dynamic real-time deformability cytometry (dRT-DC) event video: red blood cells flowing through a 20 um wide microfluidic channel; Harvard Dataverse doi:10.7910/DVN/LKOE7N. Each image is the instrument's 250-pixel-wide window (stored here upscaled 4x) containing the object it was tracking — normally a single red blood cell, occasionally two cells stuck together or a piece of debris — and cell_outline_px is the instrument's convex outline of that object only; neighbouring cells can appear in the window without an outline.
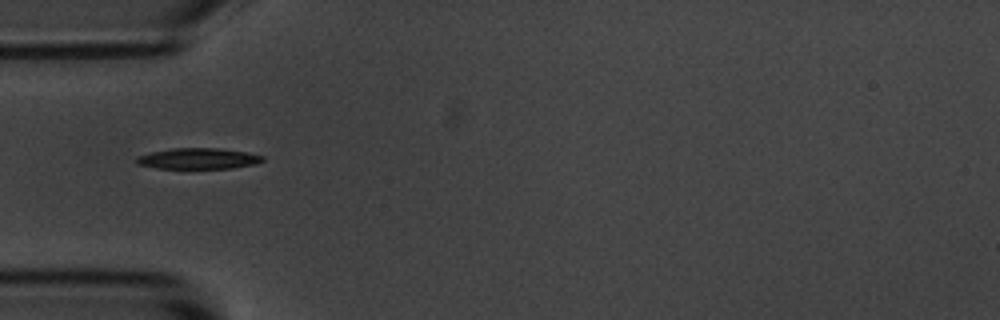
{"species": "common noctule bat (a hibernating species)", "species_latin": "Nyctalus noctula", "temperature_condition": "room temperature", "stored_images_in_passage": 3, "camera_frame_rate_fps": 3000, "um_per_image_px": 0.085, "animal": {"sex": "male", "body_mass_g": 20.1, "forearm_length_mm": 53.5}, "frame": {"image": 1, "passage_image": 1, "time_ms": 0.0, "image_size_px": [1000, 320], "cell_outline_px": [[264, 160], [256, 164], [232, 168], [156, 168], [136, 164], [136, 156], [152, 152], [172, 148], [220, 148], [248, 152], [264, 156]], "centroid_in_image_um": [16.86, 13.47], "position_along_channel_um": 68.1, "area_um2": 15.43}}
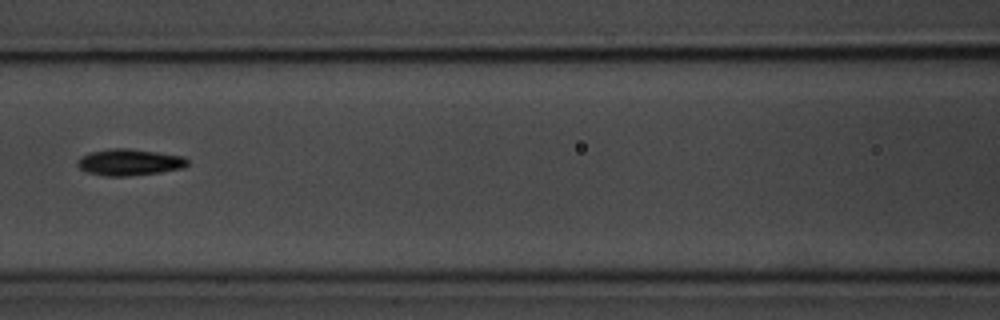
{"frame": {"image": 2, "passage_image": 3, "time_ms": 2.333, "image_size_px": [1000, 320], "cell_outline_px": [[188, 164], [184, 168], [160, 172], [128, 176], [104, 176], [88, 172], [80, 168], [76, 164], [76, 160], [80, 156], [88, 152], [112, 148], [128, 148], [184, 156], [188, 160]], "centroid_in_image_um": [10.97, 13.78], "position_along_channel_um": 155.6, "area_um2": 17.11}}